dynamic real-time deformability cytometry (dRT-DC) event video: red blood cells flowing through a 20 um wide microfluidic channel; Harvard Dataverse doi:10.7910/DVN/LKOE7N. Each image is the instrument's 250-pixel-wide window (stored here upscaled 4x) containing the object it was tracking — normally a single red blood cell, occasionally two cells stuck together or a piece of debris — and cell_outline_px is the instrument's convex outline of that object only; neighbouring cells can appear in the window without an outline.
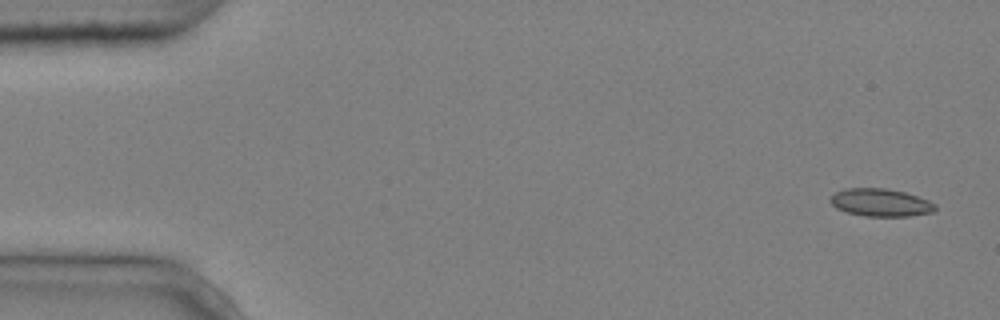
{"species": "common noctule bat (a hibernating species)", "species_latin": "Nyctalus noctula", "temperature_condition": "cold", "stored_images_in_passage": 6, "camera_frame_rate_fps": 3000, "um_per_image_px": 0.085, "animal": {"sex": "male", "body_mass_g": 20.4}, "frame": {"image": 1, "passage_image": 1, "time_ms": 0.0, "image_size_px": [1000, 320], "cell_outline_px": [[936, 208], [932, 212], [908, 216], [864, 216], [848, 212], [836, 208], [828, 200], [836, 192], [844, 188], [884, 188], [904, 192], [928, 200], [936, 204]], "centroid_in_image_um": [74.83, 17.21], "position_along_channel_um": 10.2, "area_um2": 16.82}}
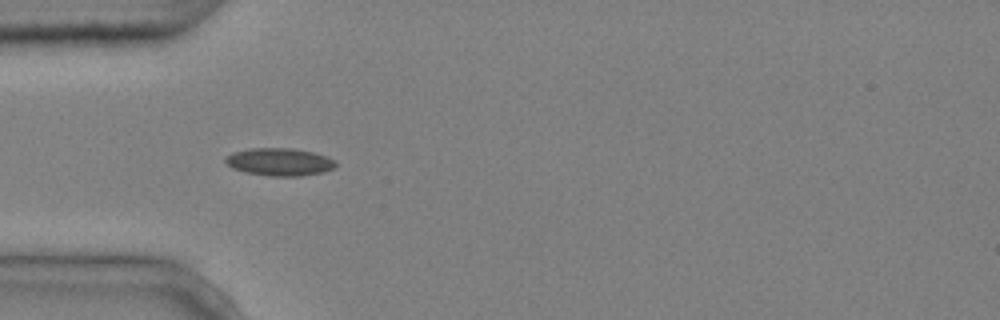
{"frame": {"image": 2, "passage_image": 5, "time_ms": 1.333, "image_size_px": [1000, 320], "cell_outline_px": [[336, 168], [324, 172], [300, 176], [268, 176], [244, 172], [232, 168], [224, 160], [224, 156], [232, 152], [252, 148], [292, 148], [312, 152], [336, 160]], "centroid_in_image_um": [23.75, 13.77], "position_along_channel_um": 61.3, "area_um2": 17.92}}